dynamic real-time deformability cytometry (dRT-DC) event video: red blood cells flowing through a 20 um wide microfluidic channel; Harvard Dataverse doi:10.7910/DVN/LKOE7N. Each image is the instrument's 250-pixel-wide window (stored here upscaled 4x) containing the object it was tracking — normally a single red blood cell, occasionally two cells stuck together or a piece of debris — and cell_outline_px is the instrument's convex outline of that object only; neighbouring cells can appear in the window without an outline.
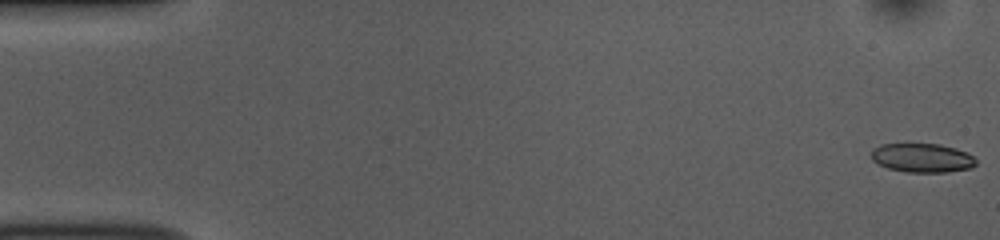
{"species": "common noctule bat (a hibernating species)", "species_latin": "Nyctalus noctula", "temperature_condition": "room temperature", "stored_images_in_passage": 51, "camera_frame_rate_fps": 3000, "um_per_image_px": 0.085, "animal": {"sex": "female", "body_mass_g": 10.0, "forearm_length_mm": 53.1}, "frame": {"image": 1, "passage_image": 1, "time_ms": 0.0, "image_size_px": [1000, 240], "cell_outline_px": [[976, 164], [972, 168], [944, 172], [908, 172], [888, 168], [872, 160], [872, 152], [880, 144], [940, 144], [956, 148], [968, 152], [976, 160]], "centroid_in_image_um": [78.43, 13.42], "position_along_channel_um": 6.6, "area_um2": 17.57}}
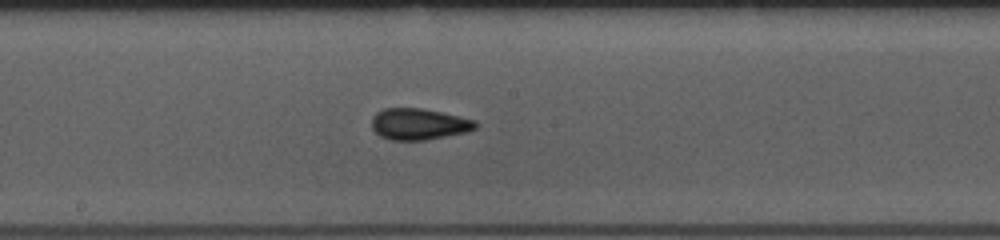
{"frame": {"image": 2, "passage_image": 28, "time_ms": 9.0, "image_size_px": [1000, 240], "cell_outline_px": [[480, 124], [476, 128], [468, 132], [424, 140], [392, 140], [380, 136], [372, 128], [372, 116], [376, 112], [384, 108], [424, 108], [460, 116], [476, 120]], "centroid_in_image_um": [35.63, 10.54], "position_along_channel_um": 212.6, "area_um2": 19.19}}
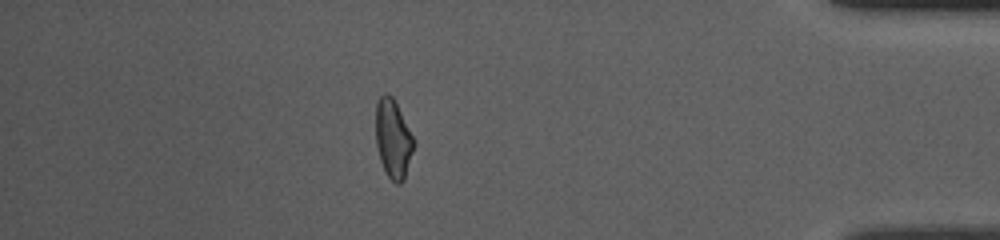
{"frame": {"image": 3, "passage_image": 46, "time_ms": 15.0, "image_size_px": [1000, 240], "cell_outline_px": [[412, 152], [404, 180], [400, 184], [396, 184], [388, 176], [380, 160], [376, 144], [376, 104], [380, 96], [384, 92], [388, 92], [392, 96], [412, 136]], "centroid_in_image_um": [33.37, 11.79], "position_along_channel_um": 401.8, "area_um2": 16.94}, "authors_computed_cell_mechanics": {"area_um2": 18.3804, "velocity_mm_per_s": 3.8389, "shape_relaxation_time_tau1_ms": 8.3745, "shape_relaxation_time_tau2_ms": 3.9152, "deformation_change_tau1": 0.1457, "deformation_change_tau2": 0.0622}}